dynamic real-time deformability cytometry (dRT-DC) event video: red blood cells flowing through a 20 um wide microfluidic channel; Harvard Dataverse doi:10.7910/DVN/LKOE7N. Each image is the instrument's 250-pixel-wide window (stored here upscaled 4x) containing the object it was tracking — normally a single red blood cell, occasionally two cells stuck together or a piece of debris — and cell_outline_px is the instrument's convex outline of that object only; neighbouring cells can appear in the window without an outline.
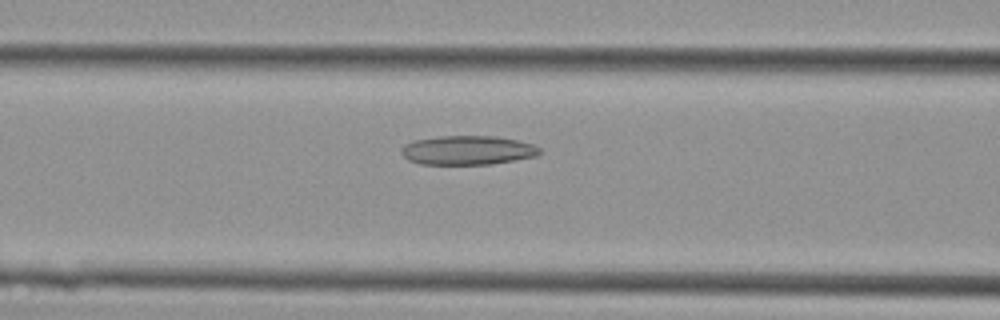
{"species": "Egyptian fruit bat (a non-hibernating species)", "species_latin": "Rousettus aegyptiacus", "temperature_condition": "cold", "stored_images_in_passage": 32, "camera_frame_rate_fps": 3000, "um_per_image_px": 0.085, "animal": {"sex": "female"}, "frame": {"image": 1, "passage_image": 12, "time_ms": 3.667, "image_size_px": [1000, 320], "cell_outline_px": [[540, 152], [536, 156], [492, 164], [420, 164], [408, 160], [400, 152], [400, 148], [404, 144], [416, 140], [440, 136], [496, 136], [516, 140], [532, 144], [540, 148]], "centroid_in_image_um": [39.72, 12.77], "position_along_channel_um": 126.9, "area_um2": 23.41}}
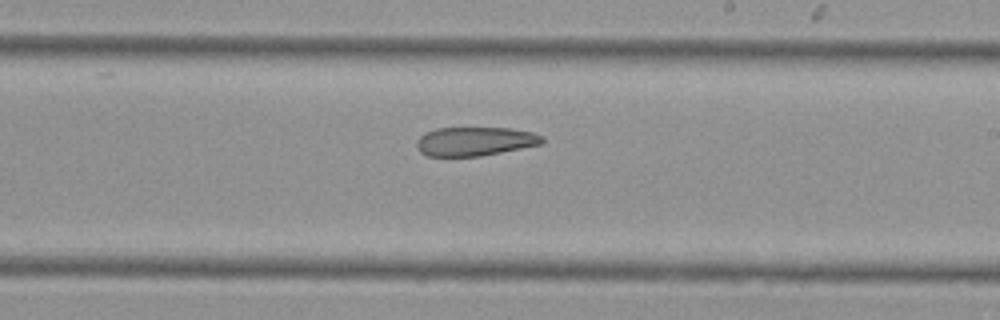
{"frame": {"image": 2, "passage_image": 20, "time_ms": 6.333, "image_size_px": [1000, 320], "cell_outline_px": [[544, 140], [540, 144], [480, 156], [428, 156], [420, 152], [416, 148], [416, 140], [424, 132], [436, 128], [508, 128], [532, 132], [544, 136]], "centroid_in_image_um": [40.31, 12.01], "position_along_channel_um": 248.7, "area_um2": 21.1}}
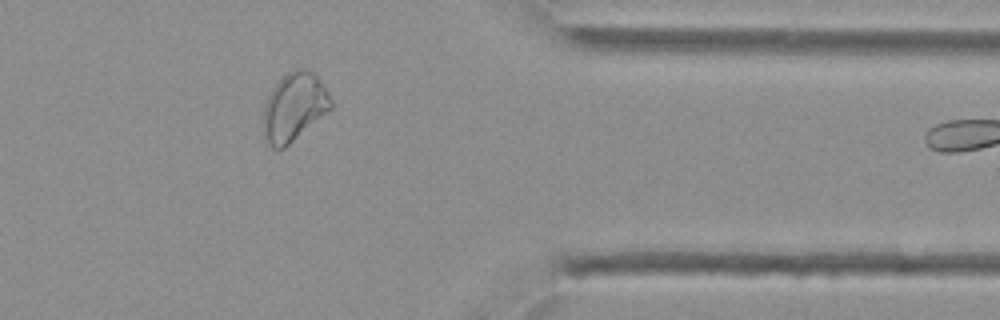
{"frame": {"image": 3, "passage_image": 30, "time_ms": 9.667, "image_size_px": [1000, 320], "cell_outline_px": [[332, 108], [284, 148], [272, 148], [264, 132], [264, 104], [276, 80], [292, 68], [308, 68], [316, 76], [328, 92], [332, 100]], "centroid_in_image_um": [25.0, 9.03], "position_along_channel_um": 386.4, "area_um2": 26.7}}